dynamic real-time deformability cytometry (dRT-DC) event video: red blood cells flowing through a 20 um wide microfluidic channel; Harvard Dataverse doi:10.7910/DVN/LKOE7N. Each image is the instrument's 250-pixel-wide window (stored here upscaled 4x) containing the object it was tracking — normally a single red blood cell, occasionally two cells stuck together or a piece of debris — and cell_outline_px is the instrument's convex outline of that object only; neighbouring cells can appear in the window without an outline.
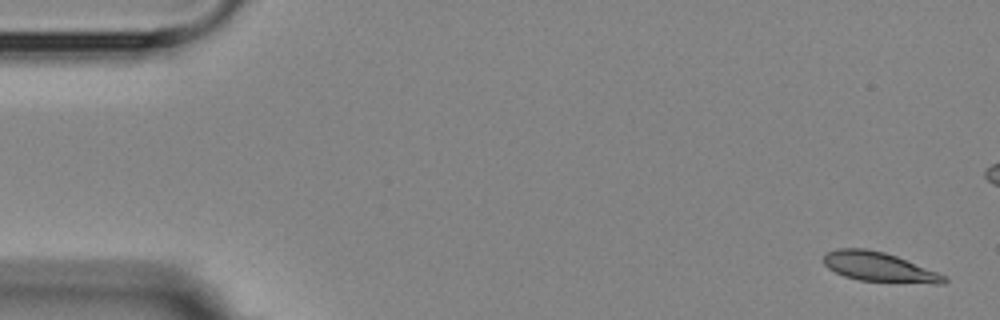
{"species": "Egyptian fruit bat (a non-hibernating species)", "species_latin": "Rousettus aegyptiacus", "temperature_condition": "room temperature", "stored_images_in_passage": 6, "camera_frame_rate_fps": 3000, "um_per_image_px": 0.085, "animal": {"sex": "female"}, "frame": {"image": 1, "passage_image": 1, "time_ms": 0.0, "image_size_px": [1000, 320], "cell_outline_px": [[948, 280], [944, 284], [932, 284], [860, 280], [844, 276], [828, 268], [824, 264], [824, 256], [828, 252], [836, 248], [864, 248], [884, 252], [896, 256], [948, 276]], "centroid_in_image_um": [74.76, 22.7], "position_along_channel_um": 10.2, "area_um2": 20.69}}